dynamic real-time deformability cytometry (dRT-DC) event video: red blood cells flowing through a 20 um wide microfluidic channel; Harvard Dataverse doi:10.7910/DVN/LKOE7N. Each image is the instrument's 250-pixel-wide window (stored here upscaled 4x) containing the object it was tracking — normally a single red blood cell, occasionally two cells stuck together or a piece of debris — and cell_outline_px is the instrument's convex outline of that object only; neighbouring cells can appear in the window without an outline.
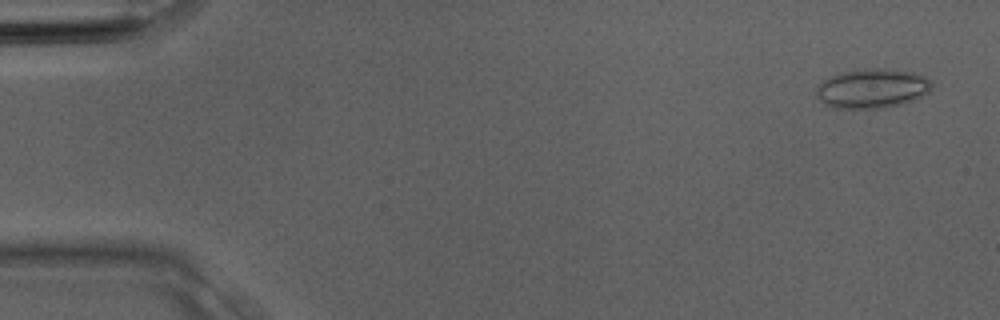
{"species": "Egyptian fruit bat (a non-hibernating species)", "species_latin": "Rousettus aegyptiacus", "temperature_condition": "room temperature", "stored_images_in_passage": 3, "camera_frame_rate_fps": 3000, "um_per_image_px": 0.085, "animal": {"sex": "male"}, "frame": {"image": 1, "passage_image": 1, "time_ms": 0.0, "image_size_px": [1000, 320], "cell_outline_px": [[932, 88], [924, 96], [904, 104], [884, 108], [832, 108], [824, 104], [816, 96], [816, 84], [832, 76], [844, 72], [864, 68], [888, 68], [912, 72], [928, 76], [932, 80]], "centroid_in_image_um": [74.17, 7.52], "position_along_channel_um": 10.8, "area_um2": 27.05}}